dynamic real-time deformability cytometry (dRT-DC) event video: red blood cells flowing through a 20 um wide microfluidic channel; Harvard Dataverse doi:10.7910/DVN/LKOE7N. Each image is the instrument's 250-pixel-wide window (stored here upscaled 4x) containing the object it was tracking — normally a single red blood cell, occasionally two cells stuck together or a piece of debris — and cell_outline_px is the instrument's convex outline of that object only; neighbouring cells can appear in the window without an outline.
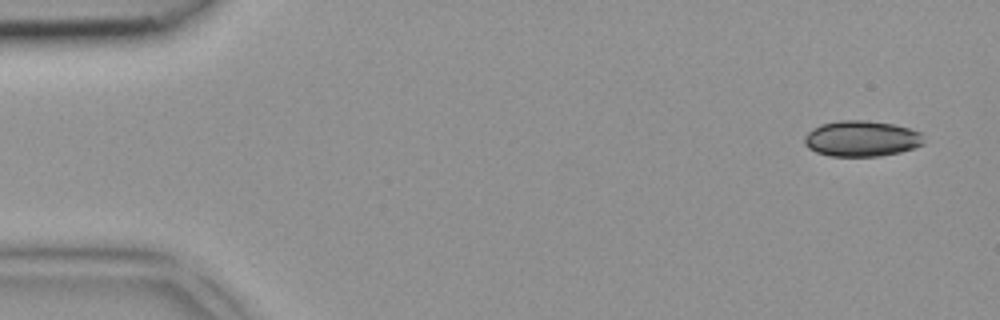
{"species": "common noctule bat (a hibernating species)", "species_latin": "Nyctalus noctula", "temperature_condition": "room temperature", "stored_images_in_passage": 4, "camera_frame_rate_fps": 3000, "um_per_image_px": 0.085, "animal": {"sex": "female", "body_mass_g": 18.4}, "frame": {"image": 1, "passage_image": 4, "time_ms": 1.0, "image_size_px": [1000, 320], "cell_outline_px": [[924, 144], [900, 152], [880, 156], [828, 156], [816, 152], [808, 148], [804, 144], [804, 136], [812, 128], [820, 124], [840, 120], [864, 120], [892, 124], [908, 128], [920, 132], [924, 140]], "centroid_in_image_um": [73.19, 11.78], "position_along_channel_um": 11.8, "area_um2": 24.97}}